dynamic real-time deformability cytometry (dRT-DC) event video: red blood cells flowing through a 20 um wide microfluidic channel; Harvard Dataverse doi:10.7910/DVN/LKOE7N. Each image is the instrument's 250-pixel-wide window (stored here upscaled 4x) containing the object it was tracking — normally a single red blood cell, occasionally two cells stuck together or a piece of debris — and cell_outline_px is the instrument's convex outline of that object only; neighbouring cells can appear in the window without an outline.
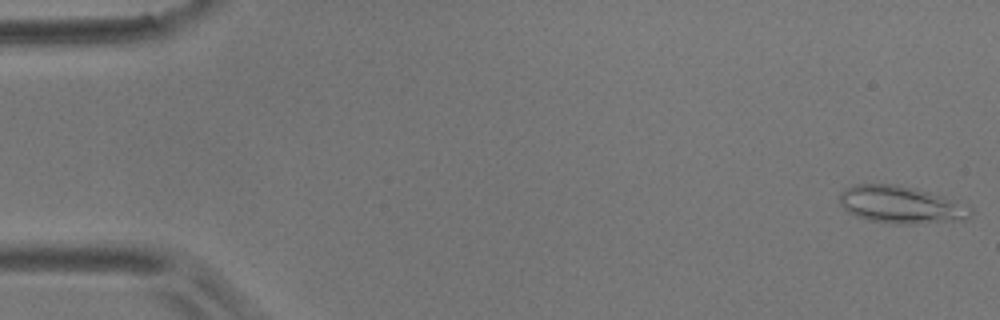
{"species": "common noctule bat (a hibernating species)", "species_latin": "Nyctalus noctula", "temperature_condition": "room temperature", "stored_images_in_passage": 5, "camera_frame_rate_fps": 3000, "um_per_image_px": 0.085, "animal": {"sex": "male", "body_mass_g": 17.9}, "frame": {"image": 1, "passage_image": 1, "time_ms": 0.0, "image_size_px": [1000, 320], "cell_outline_px": [[972, 216], [968, 220], [916, 224], [892, 224], [868, 220], [856, 216], [848, 212], [840, 204], [840, 192], [844, 188], [852, 184], [896, 184], [916, 188], [956, 200], [972, 208]], "centroid_in_image_um": [76.6, 17.41], "position_along_channel_um": 8.4, "area_um2": 29.07}}